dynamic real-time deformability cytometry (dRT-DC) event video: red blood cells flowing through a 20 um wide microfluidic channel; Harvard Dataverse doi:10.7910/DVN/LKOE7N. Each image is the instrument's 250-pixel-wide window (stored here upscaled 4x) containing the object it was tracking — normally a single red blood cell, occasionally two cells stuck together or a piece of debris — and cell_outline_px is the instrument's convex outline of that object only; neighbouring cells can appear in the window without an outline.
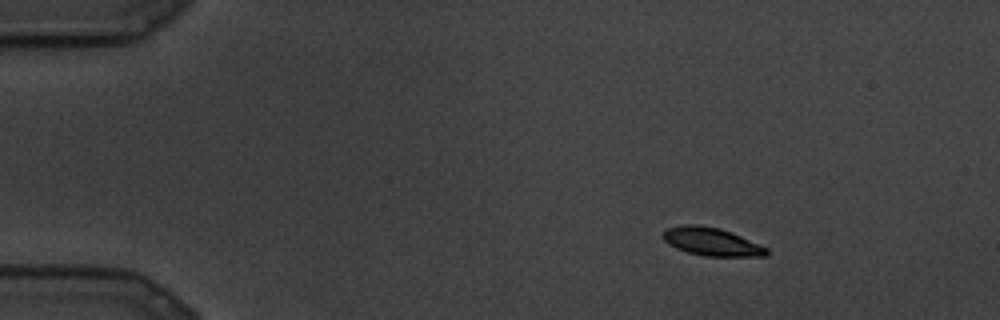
{"species": "common noctule bat (a hibernating species)", "species_latin": "Nyctalus noctula", "temperature_condition": "cold", "stored_images_in_passage": 7, "camera_frame_rate_fps": 3000, "um_per_image_px": 0.085, "animal": {"sex": "male", "body_mass_g": 19.5, "forearm_length_mm": 54.6}, "frame": {"image": 1, "passage_image": 1, "time_ms": 0.0, "image_size_px": [1000, 320], "cell_outline_px": [[768, 256], [704, 256], [688, 252], [676, 248], [664, 240], [660, 236], [668, 228], [684, 224], [696, 224], [720, 228], [732, 232], [768, 248]], "centroid_in_image_um": [60.49, 20.54], "position_along_channel_um": 24.5, "area_um2": 16.94}}
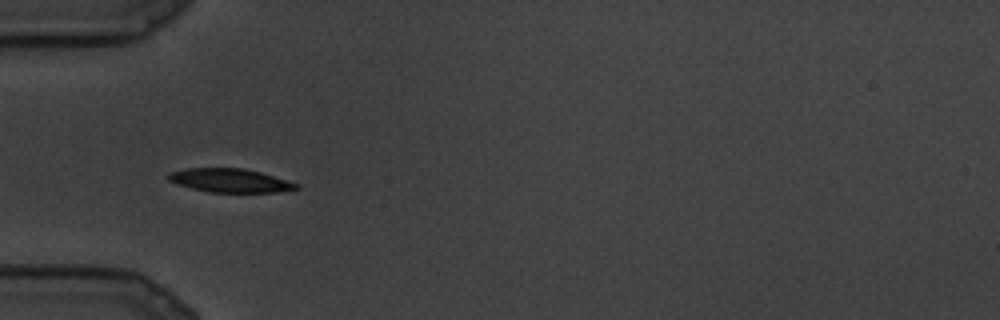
{"frame": {"image": 2, "passage_image": 6, "time_ms": 1.667, "image_size_px": [1000, 320], "cell_outline_px": [[300, 188], [276, 192], [208, 192], [176, 184], [168, 180], [168, 172], [188, 168], [244, 168], [260, 172], [300, 184]], "centroid_in_image_um": [19.54, 15.34], "position_along_channel_um": 65.5, "area_um2": 17.63}}